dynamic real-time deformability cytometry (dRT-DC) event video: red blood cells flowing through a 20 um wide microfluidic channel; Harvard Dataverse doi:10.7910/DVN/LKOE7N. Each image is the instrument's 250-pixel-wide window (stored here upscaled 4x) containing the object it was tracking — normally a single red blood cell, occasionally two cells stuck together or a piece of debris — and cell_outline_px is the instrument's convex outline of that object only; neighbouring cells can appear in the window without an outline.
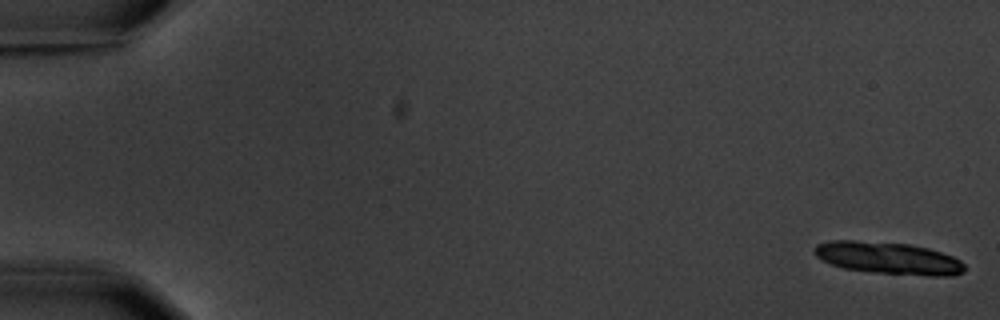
{"species": "common noctule bat (a hibernating species)", "species_latin": "Nyctalus noctula", "temperature_condition": "warm", "stored_images_in_passage": 6, "segment_of_instrument_passage": [1, 2], "camera_frame_rate_fps": 3000, "um_per_image_px": 0.085, "animal": {"sex": "male", "body_mass_g": 20.1, "forearm_length_mm": 53.5}, "frame": {"image": 1, "passage_image": 1, "time_ms": 0.0, "image_size_px": [1000, 320], "cell_outline_px": [[964, 272], [952, 276], [932, 276], [872, 272], [844, 268], [820, 260], [812, 252], [812, 248], [816, 244], [828, 240], [852, 240], [908, 244], [928, 248], [952, 256], [960, 260], [964, 264]], "centroid_in_image_um": [75.46, 21.93], "position_along_channel_um": 9.5, "area_um2": 28.26}}